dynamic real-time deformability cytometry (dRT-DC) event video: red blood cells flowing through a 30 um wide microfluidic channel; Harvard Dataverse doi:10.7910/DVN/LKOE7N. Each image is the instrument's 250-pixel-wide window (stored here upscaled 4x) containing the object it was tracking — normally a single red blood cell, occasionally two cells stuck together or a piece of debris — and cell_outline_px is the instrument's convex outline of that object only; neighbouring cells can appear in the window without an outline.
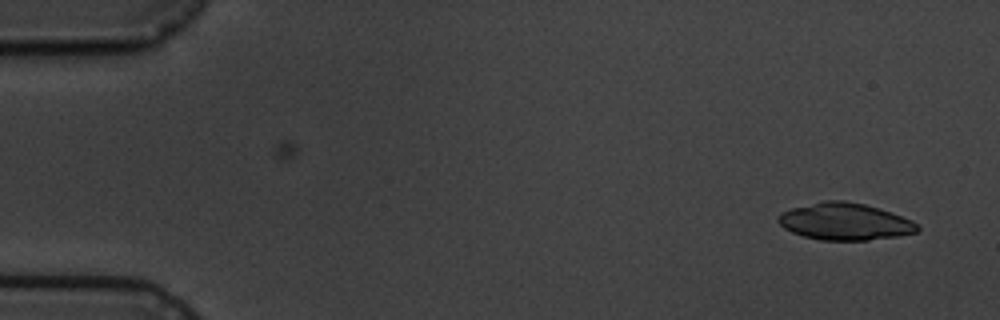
{"species": "common noctule bat (a hibernating species)", "species_latin": "Nyctalus noctula", "temperature_condition": "cold", "stored_images_in_passage": 4, "camera_frame_rate_fps": 3000, "um_per_image_px": 0.085, "animal": {"sex": "male", "body_mass_g": 19.5, "forearm_length_mm": 54.6}, "frame": {"image": 1, "passage_image": 1, "time_ms": 0.0, "image_size_px": [1000, 320], "cell_outline_px": [[920, 228], [916, 232], [896, 236], [868, 240], [820, 240], [804, 236], [792, 232], [784, 228], [776, 220], [776, 216], [780, 212], [792, 208], [824, 200], [844, 200], [864, 204], [880, 208], [892, 212], [912, 220]], "centroid_in_image_um": [71.79, 18.82], "position_along_channel_um": 13.2, "area_um2": 30.06}}